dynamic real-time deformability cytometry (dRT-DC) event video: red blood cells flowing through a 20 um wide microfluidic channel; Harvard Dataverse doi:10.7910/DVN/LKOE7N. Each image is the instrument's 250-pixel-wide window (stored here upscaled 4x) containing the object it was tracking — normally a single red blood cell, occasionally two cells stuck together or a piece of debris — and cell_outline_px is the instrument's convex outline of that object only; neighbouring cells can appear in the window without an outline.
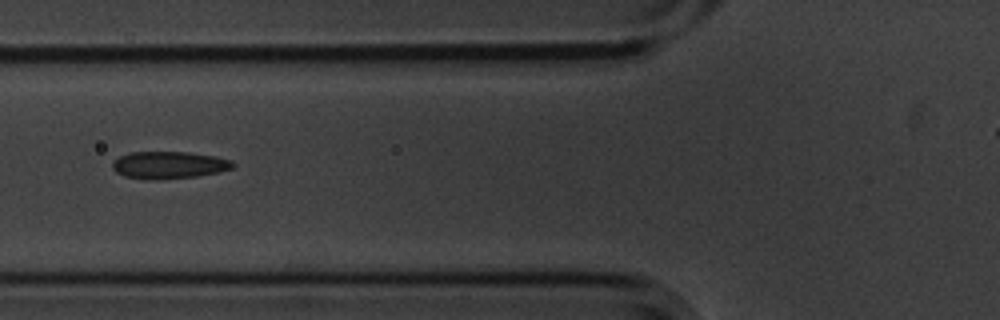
{"species": "common noctule bat (a hibernating species)", "species_latin": "Nyctalus noctula", "temperature_condition": "cold", "stored_images_in_passage": 6, "camera_frame_rate_fps": 3000, "um_per_image_px": 0.085, "animal": {"sex": "male", "body_mass_g": 20.1, "forearm_length_mm": 53.5}, "frame": {"image": 1, "passage_image": 2, "time_ms": 0.333, "image_size_px": [1000, 320], "cell_outline_px": [[236, 164], [232, 168], [216, 172], [196, 176], [156, 180], [152, 180], [124, 176], [116, 172], [112, 168], [112, 160], [128, 152], [188, 152], [212, 156], [232, 160]], "centroid_in_image_um": [14.31, 14.02], "position_along_channel_um": 111.5, "area_um2": 19.07}}
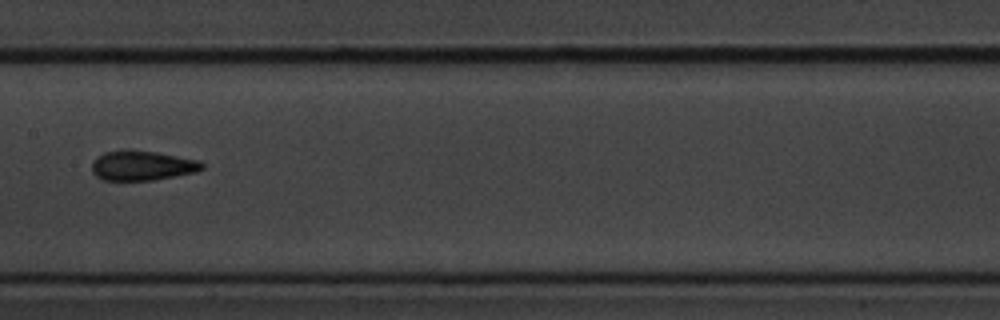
{"frame": {"image": 2, "passage_image": 4, "time_ms": 1.0, "image_size_px": [1000, 320], "cell_outline_px": [[204, 168], [196, 172], [176, 176], [152, 180], [104, 180], [96, 176], [92, 172], [92, 160], [96, 156], [104, 152], [124, 148], [132, 148], [156, 152], [200, 160], [204, 164]], "centroid_in_image_um": [12.06, 14.04], "position_along_channel_um": 195.3, "area_um2": 19.59}}
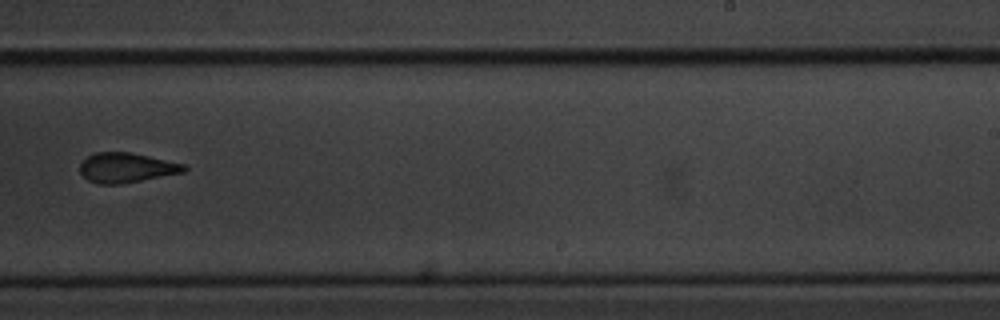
{"frame": {"image": 3, "passage_image": 6, "time_ms": 1.667, "image_size_px": [1000, 320], "cell_outline_px": [[188, 168], [184, 172], [120, 184], [100, 184], [88, 180], [80, 172], [80, 164], [88, 156], [96, 152], [128, 152], [148, 156], [184, 164]], "centroid_in_image_um": [10.73, 14.25], "position_along_channel_um": 278.3, "area_um2": 17.8}}